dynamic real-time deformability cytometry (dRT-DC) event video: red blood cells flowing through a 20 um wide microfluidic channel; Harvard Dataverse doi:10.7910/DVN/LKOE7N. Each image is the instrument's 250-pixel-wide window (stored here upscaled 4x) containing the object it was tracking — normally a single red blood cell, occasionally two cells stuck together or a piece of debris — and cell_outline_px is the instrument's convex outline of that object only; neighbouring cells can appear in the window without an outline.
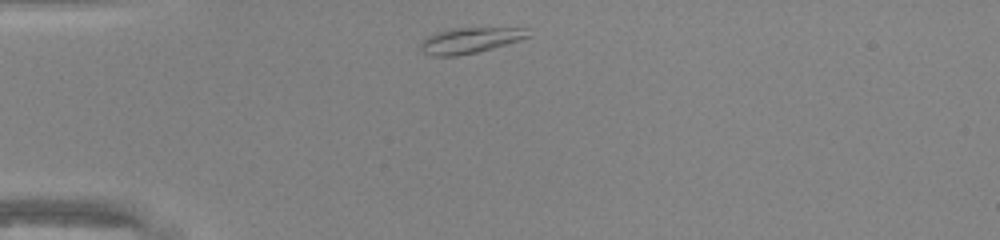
{"species": "common noctule bat (a hibernating species)", "species_latin": "Nyctalus noctula", "temperature_condition": "warm", "stored_images_in_passage": 29, "camera_frame_rate_fps": 3000, "um_per_image_px": 0.085, "animal": {"sex": "male", "body_mass_g": 20.0, "forearm_length_mm": 53.3}, "frame": {"image": 1, "passage_image": 1, "time_ms": 0.0, "image_size_px": [1000, 240], "cell_outline_px": [[532, 36], [520, 40], [492, 48], [476, 52], [456, 56], [432, 56], [424, 52], [420, 48], [420, 40], [424, 36], [436, 32], [452, 28], [528, 28]], "centroid_in_image_um": [39.92, 3.42], "position_along_channel_um": 45.1, "area_um2": 16.24}}
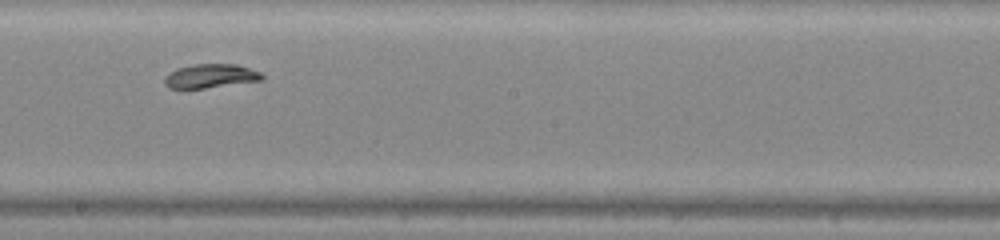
{"frame": {"image": 2, "passage_image": 16, "time_ms": 5.0, "image_size_px": [1000, 240], "cell_outline_px": [[264, 80], [204, 88], [168, 88], [164, 84], [164, 80], [176, 68], [192, 64], [236, 64], [260, 72], [264, 76]], "centroid_in_image_um": [17.92, 6.46], "position_along_channel_um": 230.3, "area_um2": 13.47}}
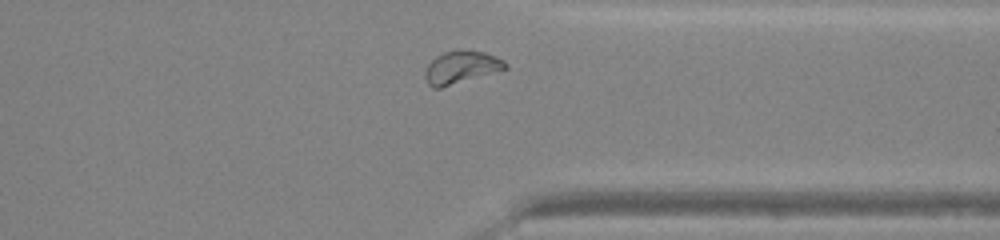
{"frame": {"image": 3, "passage_image": 26, "time_ms": 8.333, "image_size_px": [1000, 240], "cell_outline_px": [[508, 68], [440, 88], [432, 88], [428, 84], [424, 76], [424, 72], [428, 64], [436, 56], [444, 52], [484, 52], [496, 56], [504, 60], [508, 64]], "centroid_in_image_um": [39.19, 5.75], "position_along_channel_um": 372.2, "area_um2": 14.8}, "authors_computed_cell_mechanics": {"area_um2": 13.9298, "velocity_mm_per_s": 4.2696, "shape_relaxation_time_tau1_ms": 4.8488, "shape_relaxation_time_tau2_ms": null, "deformation_change_tau1": 0.1434, "deformation_change_tau2": null}}